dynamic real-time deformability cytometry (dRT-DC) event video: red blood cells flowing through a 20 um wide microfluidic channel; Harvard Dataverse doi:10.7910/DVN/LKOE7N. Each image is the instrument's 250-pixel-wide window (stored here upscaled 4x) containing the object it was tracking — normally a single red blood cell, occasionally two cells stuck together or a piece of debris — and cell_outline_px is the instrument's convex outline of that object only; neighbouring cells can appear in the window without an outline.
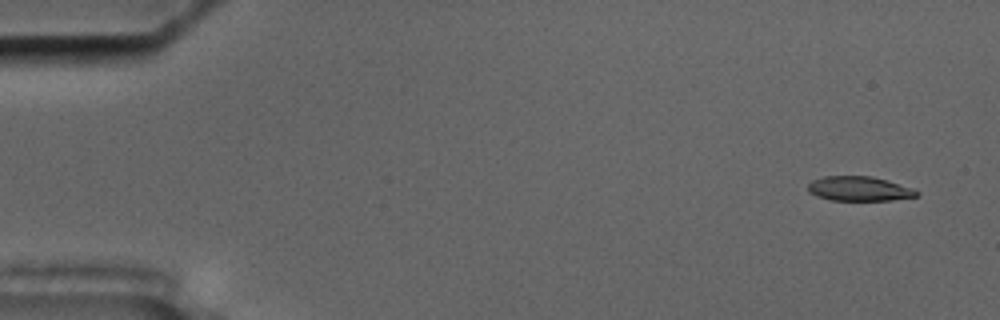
{"species": "common noctule bat (a hibernating species)", "species_latin": "Nyctalus noctula", "temperature_condition": "cold", "stored_images_in_passage": 57, "camera_frame_rate_fps": 3000, "um_per_image_px": 0.085, "animal": {"sex": "male", "body_mass_g": 17.5, "forearm_length_mm": 52.3}, "frame": {"image": 1, "passage_image": 4, "time_ms": 1.0, "image_size_px": [1000, 320], "cell_outline_px": [[920, 192], [916, 196], [892, 200], [832, 200], [816, 196], [808, 192], [808, 184], [812, 180], [824, 176], [872, 176], [888, 180], [912, 188]], "centroid_in_image_um": [73.01, 16.03], "position_along_channel_um": 12.0, "area_um2": 15.55}}
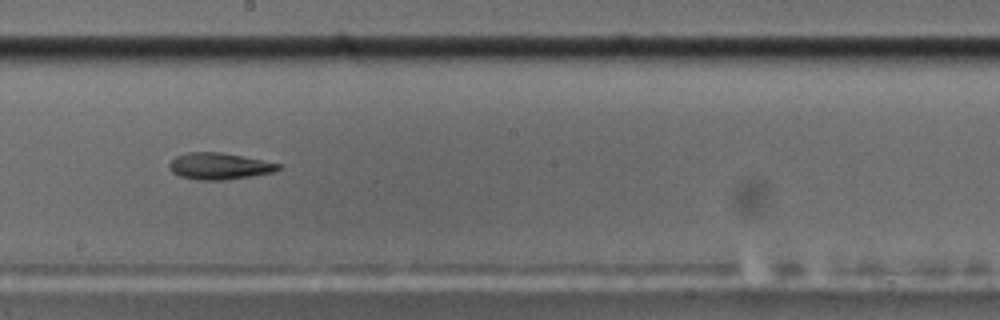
{"frame": {"image": 2, "passage_image": 33, "time_ms": 10.667, "image_size_px": [1000, 320], "cell_outline_px": [[280, 168], [272, 172], [252, 176], [228, 180], [196, 180], [180, 176], [172, 172], [168, 168], [168, 164], [176, 156], [188, 152], [220, 152], [280, 164]], "centroid_in_image_um": [18.58, 14.13], "position_along_channel_um": 229.6, "area_um2": 16.76}}
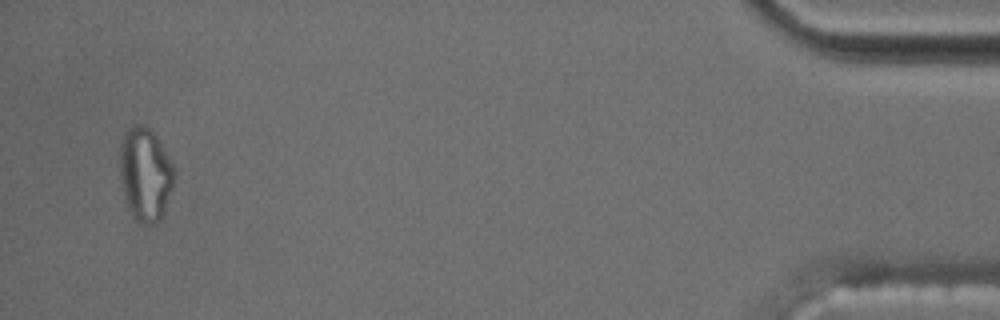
{"frame": {"image": 3, "passage_image": 56, "time_ms": 18.333, "image_size_px": [1000, 320], "cell_outline_px": [[172, 188], [164, 208], [160, 216], [156, 220], [148, 224], [144, 224], [136, 220], [132, 216], [128, 208], [124, 196], [120, 180], [120, 144], [124, 132], [132, 124], [144, 124], [156, 136], [168, 156], [172, 164]], "centroid_in_image_um": [12.29, 14.76], "position_along_channel_um": 422.9, "area_um2": 29.02}}